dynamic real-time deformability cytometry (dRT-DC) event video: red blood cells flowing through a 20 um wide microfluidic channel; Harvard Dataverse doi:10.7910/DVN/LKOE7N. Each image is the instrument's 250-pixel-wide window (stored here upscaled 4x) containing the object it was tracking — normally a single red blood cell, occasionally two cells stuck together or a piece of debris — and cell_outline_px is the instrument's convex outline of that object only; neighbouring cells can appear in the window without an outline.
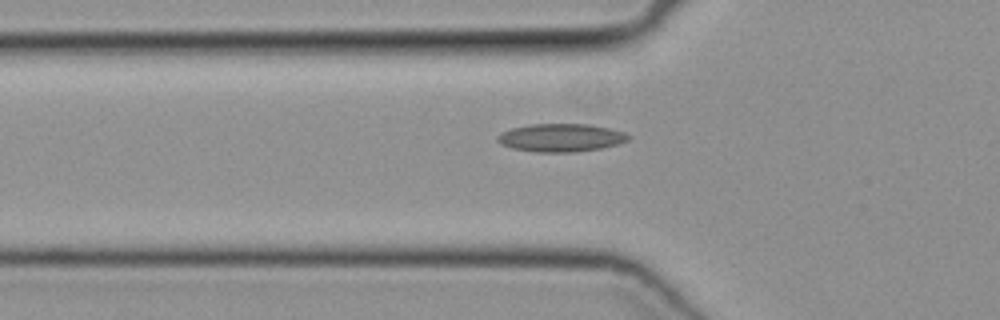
{"species": "common noctule bat (a hibernating species)", "species_latin": "Nyctalus noctula", "temperature_condition": "cold", "stored_images_in_passage": 36, "camera_frame_rate_fps": 3000, "um_per_image_px": 0.085, "animal": {"sex": "female", "body_mass_g": 19.3, "forearm_length_mm": 54.1}, "frame": {"image": 1, "passage_image": 7, "time_ms": 2.0, "image_size_px": [1000, 320], "cell_outline_px": [[632, 136], [628, 140], [616, 144], [600, 148], [572, 152], [536, 152], [512, 148], [500, 144], [496, 140], [496, 136], [500, 132], [512, 128], [532, 124], [588, 124], [608, 128], [624, 132]], "centroid_in_image_um": [47.64, 11.7], "position_along_channel_um": 78.2, "area_um2": 21.33}}
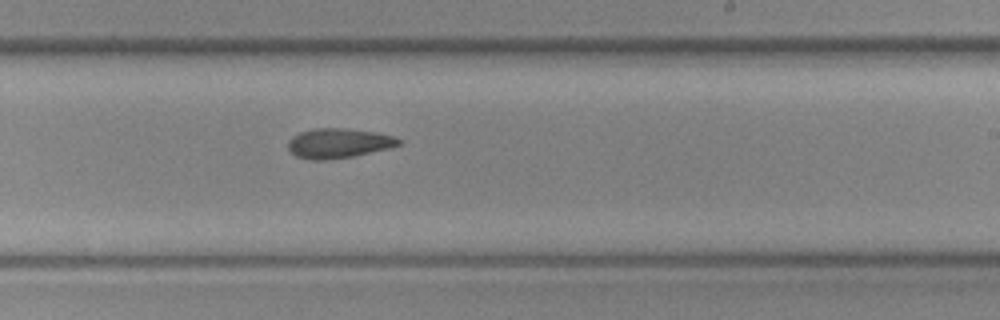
{"frame": {"image": 2, "passage_image": 20, "time_ms": 6.333, "image_size_px": [1000, 320], "cell_outline_px": [[400, 144], [388, 148], [352, 156], [324, 160], [312, 160], [296, 156], [288, 148], [288, 140], [292, 136], [300, 132], [316, 128], [344, 128], [376, 132], [392, 136], [400, 140]], "centroid_in_image_um": [28.73, 12.16], "position_along_channel_um": 260.3, "area_um2": 18.9}}
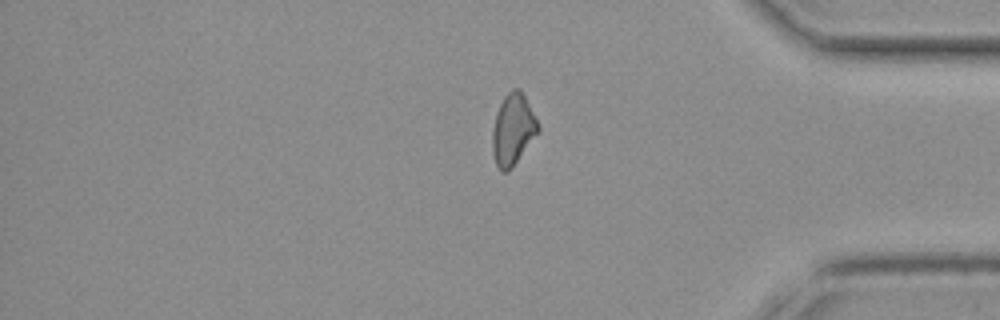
{"frame": {"image": 3, "passage_image": 31, "time_ms": 10.0, "image_size_px": [1000, 320], "cell_outline_px": [[540, 132], [508, 172], [500, 172], [496, 164], [492, 152], [492, 128], [496, 112], [504, 96], [512, 88], [520, 88], [540, 128]], "centroid_in_image_um": [43.58, 11.03], "position_along_channel_um": 391.6, "area_um2": 19.02}}